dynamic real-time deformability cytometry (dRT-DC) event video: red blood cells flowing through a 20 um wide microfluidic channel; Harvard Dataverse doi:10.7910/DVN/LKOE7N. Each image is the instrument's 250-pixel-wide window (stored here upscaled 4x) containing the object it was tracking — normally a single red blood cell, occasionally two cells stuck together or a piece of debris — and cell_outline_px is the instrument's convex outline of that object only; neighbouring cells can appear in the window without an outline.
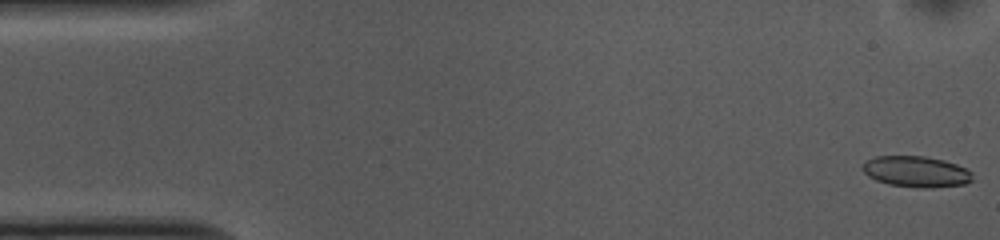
{"species": "common noctule bat (a hibernating species)", "species_latin": "Nyctalus noctula", "temperature_condition": "cold", "stored_images_in_passage": 53, "camera_frame_rate_fps": 3000, "um_per_image_px": 0.085, "animal": {"sex": "female", "body_mass_g": 10.0, "forearm_length_mm": 53.1}, "frame": {"image": 1, "passage_image": 1, "time_ms": 0.0, "image_size_px": [1000, 240], "cell_outline_px": [[972, 180], [964, 184], [932, 188], [916, 188], [888, 184], [876, 180], [868, 176], [864, 172], [864, 160], [876, 156], [924, 156], [944, 160], [956, 164], [972, 172]], "centroid_in_image_um": [77.87, 14.59], "position_along_channel_um": 7.1, "area_um2": 19.88}}
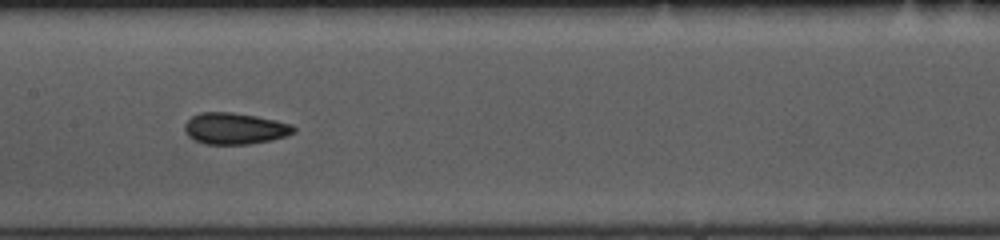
{"frame": {"image": 2, "passage_image": 25, "time_ms": 8.0, "image_size_px": [1000, 240], "cell_outline_px": [[296, 132], [288, 136], [272, 140], [248, 144], [204, 144], [188, 136], [184, 132], [184, 124], [192, 116], [200, 112], [232, 112], [256, 116], [276, 120], [292, 124], [296, 128]], "centroid_in_image_um": [19.98, 10.92], "position_along_channel_um": 187.4, "area_um2": 20.17}}
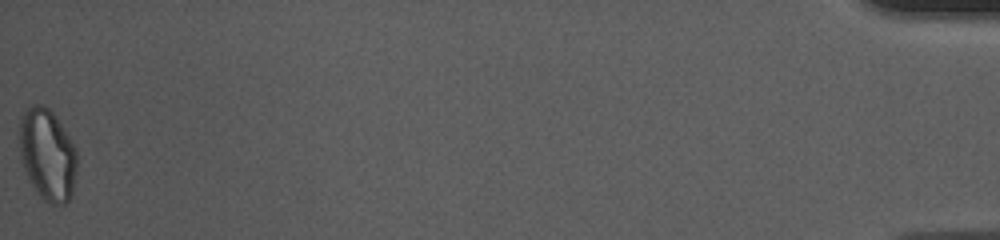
{"frame": {"image": 3, "passage_image": 53, "time_ms": 17.333, "image_size_px": [1000, 240], "cell_outline_px": [[76, 172], [72, 196], [64, 204], [52, 204], [44, 200], [40, 196], [32, 184], [20, 160], [20, 116], [32, 104], [44, 104], [52, 112], [76, 148]], "centroid_in_image_um": [4.03, 13.14], "position_along_channel_um": 431.2, "area_um2": 30.52}, "authors_computed_cell_mechanics": {"area_um2": 20.1722, "velocity_mm_per_s": 3.7174, "shape_relaxation_time_tau1_ms": 5.1657, "shape_relaxation_time_tau2_ms": 1.9712, "deformation_change_tau1": 0.1111, "deformation_change_tau2": 0.0783}}